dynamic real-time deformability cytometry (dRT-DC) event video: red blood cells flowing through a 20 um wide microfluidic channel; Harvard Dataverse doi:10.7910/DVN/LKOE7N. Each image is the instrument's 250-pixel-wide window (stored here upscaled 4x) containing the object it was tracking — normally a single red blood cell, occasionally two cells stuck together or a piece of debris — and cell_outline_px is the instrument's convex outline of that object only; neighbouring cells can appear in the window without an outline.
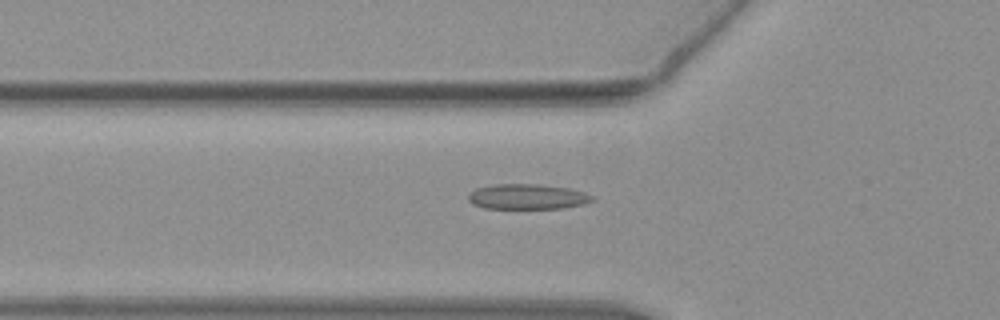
{"species": "common noctule bat (a hibernating species)", "species_latin": "Nyctalus noctula", "temperature_condition": "warm", "stored_images_in_passage": 54, "camera_frame_rate_fps": 3000, "um_per_image_px": 0.085, "animal": {"sex": "female", "body_mass_g": 19.3, "forearm_length_mm": 54.1}, "frame": {"image": 1, "passage_image": 19, "time_ms": 6.0, "image_size_px": [1000, 320], "cell_outline_px": [[596, 200], [584, 204], [564, 208], [484, 208], [472, 204], [468, 200], [468, 196], [476, 188], [496, 184], [540, 184], [568, 188], [584, 192], [592, 196]], "centroid_in_image_um": [44.84, 16.72], "position_along_channel_um": 81.0, "area_um2": 18.21}}
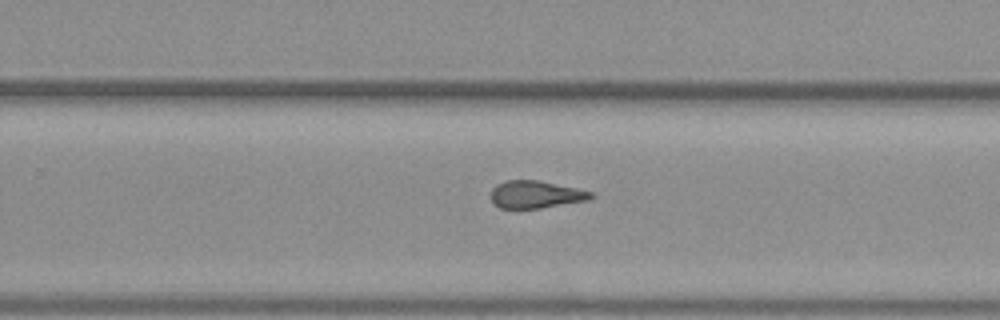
{"frame": {"image": 2, "passage_image": 35, "time_ms": 11.333, "image_size_px": [1000, 320], "cell_outline_px": [[596, 196], [592, 200], [540, 208], [500, 208], [492, 204], [492, 188], [496, 184], [504, 180], [540, 180], [576, 188], [592, 192]], "centroid_in_image_um": [45.57, 16.53], "position_along_channel_um": 284.2, "area_um2": 16.24}}
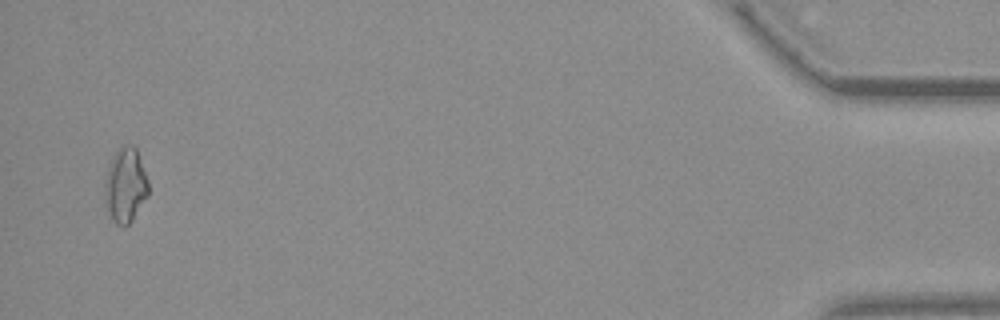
{"frame": {"image": 3, "passage_image": 53, "time_ms": 17.333, "image_size_px": [1000, 320], "cell_outline_px": [[148, 196], [132, 220], [124, 228], [120, 228], [112, 220], [104, 200], [104, 184], [108, 168], [112, 156], [120, 144], [132, 144], [136, 148], [148, 180]], "centroid_in_image_um": [10.65, 15.75], "position_along_channel_um": 424.6, "area_um2": 19.31}, "authors_computed_cell_mechanics": {"area_um2": 17.0221, "velocity_mm_per_s": 3.8032, "shape_relaxation_time_tau1_ms": null, "shape_relaxation_time_tau2_ms": 2.5854, "deformation_change_tau1": null, "deformation_change_tau2": 0.0932}}